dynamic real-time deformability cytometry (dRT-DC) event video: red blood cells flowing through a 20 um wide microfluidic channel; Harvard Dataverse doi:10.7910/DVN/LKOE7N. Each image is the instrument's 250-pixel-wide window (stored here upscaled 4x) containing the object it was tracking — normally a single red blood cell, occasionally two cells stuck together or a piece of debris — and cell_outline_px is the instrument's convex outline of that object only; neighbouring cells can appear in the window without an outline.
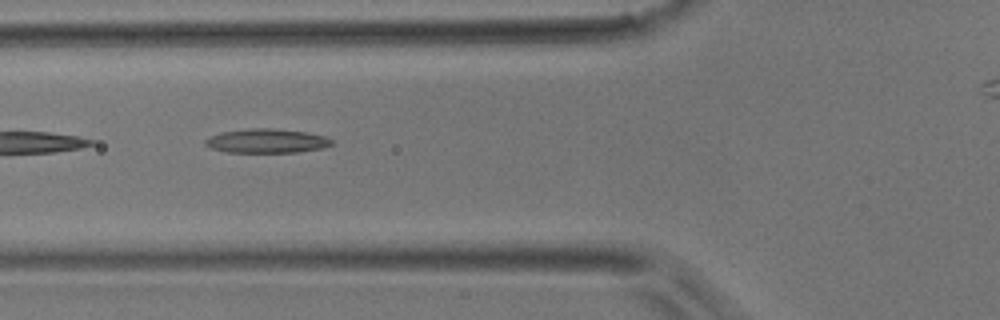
{"species": "common noctule bat (a hibernating species)", "species_latin": "Nyctalus noctula", "temperature_condition": "room temperature", "stored_images_in_passage": 9, "camera_frame_rate_fps": 3000, "um_per_image_px": 0.085, "animal": {"sex": "male", "body_mass_g": 17.9}, "frame": {"image": 1, "passage_image": 3, "time_ms": 0.667, "image_size_px": [1000, 320], "cell_outline_px": [[332, 144], [324, 148], [296, 152], [224, 152], [212, 148], [204, 144], [204, 140], [220, 132], [248, 128], [272, 128], [308, 132], [324, 136], [332, 140]], "centroid_in_image_um": [22.66, 11.97], "position_along_channel_um": 103.1, "area_um2": 17.8}}
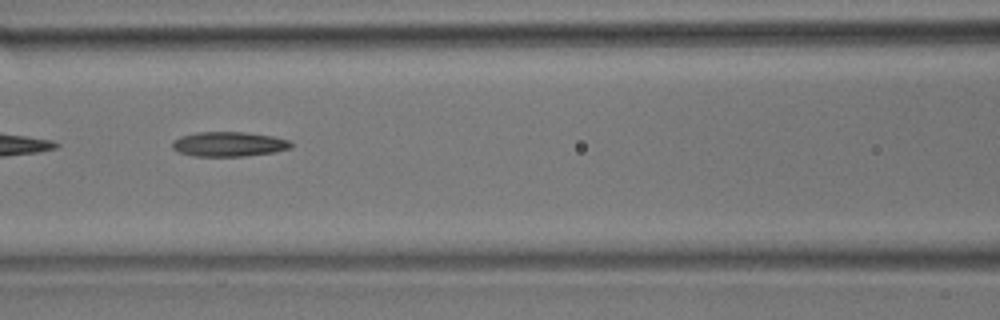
{"frame": {"image": 2, "passage_image": 6, "time_ms": 1.667, "image_size_px": [1000, 320], "cell_outline_px": [[292, 148], [272, 152], [244, 156], [192, 156], [180, 152], [172, 148], [172, 140], [180, 136], [196, 132], [244, 132], [272, 136], [288, 140], [292, 144]], "centroid_in_image_um": [19.41, 12.25], "position_along_channel_um": 147.2, "area_um2": 17.05}}